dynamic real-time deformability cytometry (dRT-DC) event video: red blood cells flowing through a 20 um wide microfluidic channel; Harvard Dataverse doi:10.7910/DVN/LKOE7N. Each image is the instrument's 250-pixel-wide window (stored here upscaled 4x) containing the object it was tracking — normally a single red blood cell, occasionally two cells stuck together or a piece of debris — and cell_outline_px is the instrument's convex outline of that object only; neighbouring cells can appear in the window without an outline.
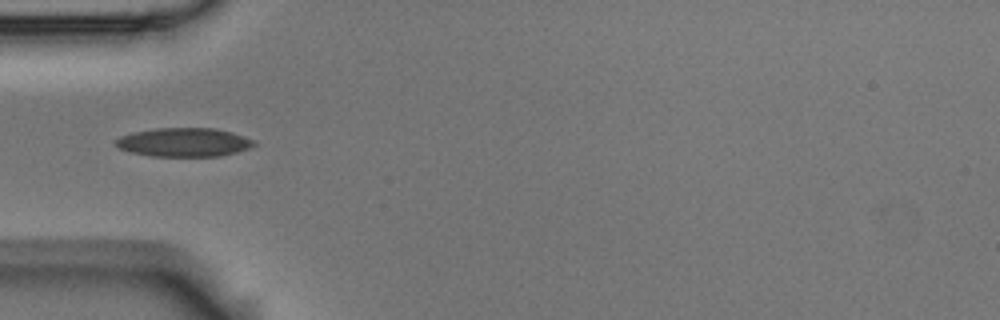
{"species": "Egyptian fruit bat (a non-hibernating species)", "species_latin": "Rousettus aegyptiacus", "temperature_condition": "room temperature", "stored_images_in_passage": 6, "camera_frame_rate_fps": 3000, "um_per_image_px": 0.085, "animal": {"sex": "male"}, "frame": {"image": 1, "passage_image": 5, "time_ms": 1.333, "image_size_px": [1000, 320], "cell_outline_px": [[256, 144], [248, 148], [236, 152], [220, 156], [152, 156], [132, 152], [120, 148], [116, 144], [116, 140], [120, 136], [132, 132], [156, 128], [216, 128], [232, 132], [256, 140]], "centroid_in_image_um": [15.67, 12.08], "position_along_channel_um": 69.3, "area_um2": 23.12}}
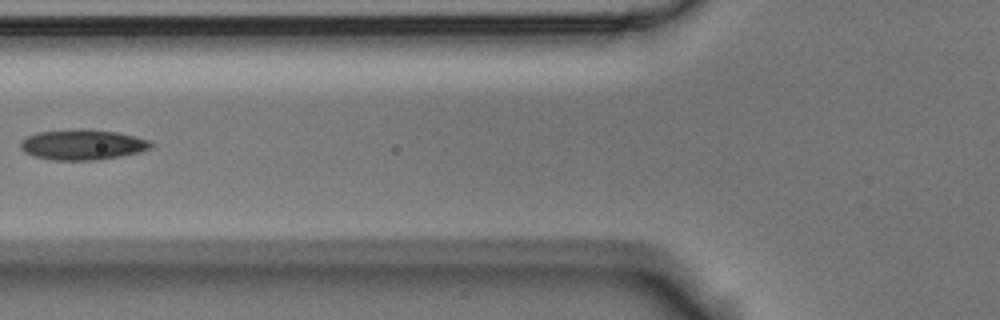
{"frame": {"image": 2, "passage_image": 6, "time_ms": 1.667, "image_size_px": [1000, 320], "cell_outline_px": [[152, 148], [120, 156], [96, 160], [52, 160], [32, 156], [24, 152], [20, 148], [20, 140], [36, 132], [116, 132], [136, 136], [148, 140], [152, 144]], "centroid_in_image_um": [6.98, 12.35], "position_along_channel_um": 118.8, "area_um2": 22.02}}